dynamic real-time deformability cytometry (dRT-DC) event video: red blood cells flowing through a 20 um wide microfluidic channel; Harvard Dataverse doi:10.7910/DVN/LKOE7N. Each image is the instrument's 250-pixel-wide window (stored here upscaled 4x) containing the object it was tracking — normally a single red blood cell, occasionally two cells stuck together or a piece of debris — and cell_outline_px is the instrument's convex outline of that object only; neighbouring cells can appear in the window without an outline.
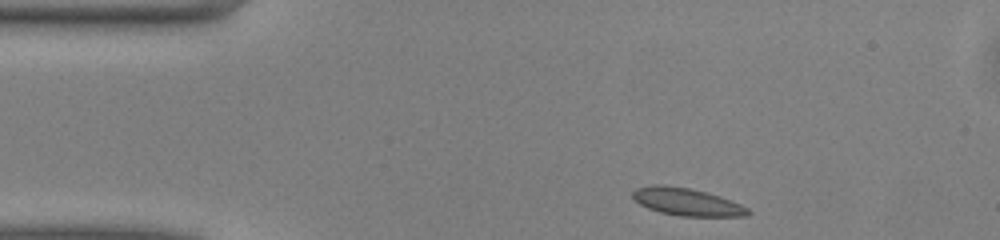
{"species": "common noctule bat (a hibernating species)", "species_latin": "Nyctalus noctula", "temperature_condition": "warm", "stored_images_in_passage": 43, "camera_frame_rate_fps": 3000, "um_per_image_px": 0.085, "animal": {"sex": "male", "body_mass_g": 13.0, "forearm_length_mm": 53.1}, "frame": {"image": 1, "passage_image": 1, "time_ms": 0.0, "image_size_px": [1000, 240], "cell_outline_px": [[752, 212], [748, 216], [680, 216], [660, 212], [648, 208], [640, 204], [632, 196], [632, 192], [636, 188], [652, 184], [664, 184], [688, 188], [708, 192], [720, 196], [740, 204], [748, 208]], "centroid_in_image_um": [58.38, 17.15], "position_along_channel_um": 26.6, "area_um2": 18.55}}
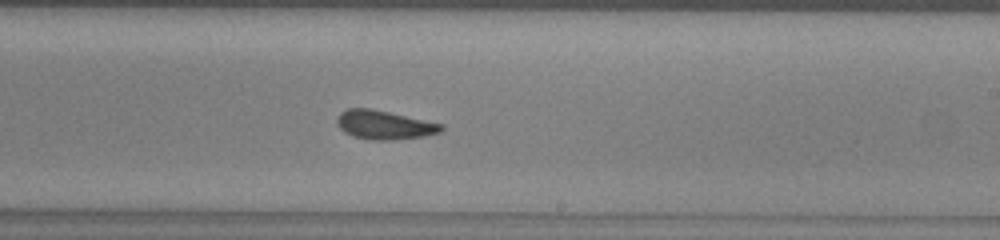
{"frame": {"image": 2, "passage_image": 22, "time_ms": 7.0, "image_size_px": [1000, 240], "cell_outline_px": [[444, 128], [440, 132], [424, 136], [392, 140], [372, 140], [352, 136], [344, 132], [336, 124], [336, 120], [340, 112], [348, 108], [372, 108], [444, 124]], "centroid_in_image_um": [32.65, 10.61], "position_along_channel_um": 256.4, "area_um2": 17.69}}
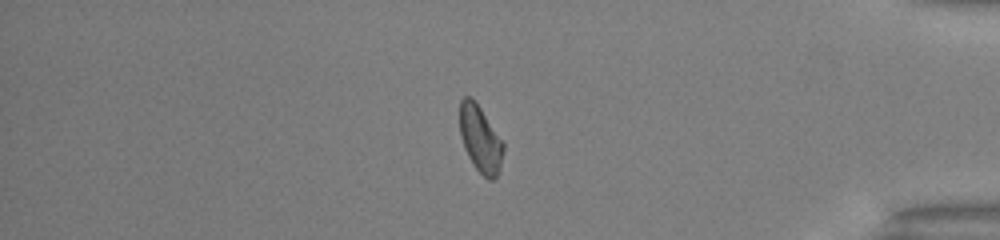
{"frame": {"image": 3, "passage_image": 35, "time_ms": 11.333, "image_size_px": [1000, 240], "cell_outline_px": [[504, 148], [500, 164], [496, 176], [492, 180], [488, 180], [472, 164], [464, 148], [460, 136], [460, 100], [464, 96], [472, 96], [476, 100], [504, 144]], "centroid_in_image_um": [40.8, 11.77], "position_along_channel_um": 394.4, "area_um2": 16.88}, "authors_computed_cell_mechanics": {"area_um2": 17.5134, "velocity_mm_per_s": 4.0426, "shape_relaxation_time_tau1_ms": 3.3116, "shape_relaxation_time_tau2_ms": 1.1907, "deformation_change_tau1": 0.0998, "deformation_change_tau2": 0.0489}}